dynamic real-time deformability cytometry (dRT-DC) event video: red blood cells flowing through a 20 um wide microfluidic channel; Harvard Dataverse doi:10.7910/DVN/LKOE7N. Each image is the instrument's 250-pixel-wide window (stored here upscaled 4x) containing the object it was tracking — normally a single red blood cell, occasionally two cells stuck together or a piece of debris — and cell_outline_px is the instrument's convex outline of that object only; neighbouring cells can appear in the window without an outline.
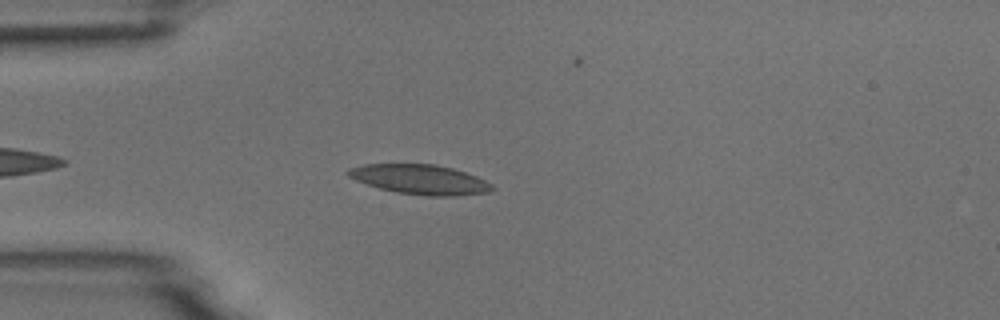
{"species": "common noctule bat (a hibernating species)", "species_latin": "Nyctalus noctula", "temperature_condition": "room temperature", "stored_images_in_passage": 38, "camera_frame_rate_fps": 3000, "um_per_image_px": 0.085, "animal": {"sex": "male", "body_mass_g": 18.8}, "frame": {"image": 1, "passage_image": 6, "time_ms": 1.667, "image_size_px": [1000, 320], "cell_outline_px": [[496, 188], [488, 192], [452, 196], [428, 196], [396, 192], [380, 188], [356, 180], [348, 176], [344, 172], [348, 168], [364, 164], [436, 164], [452, 168], [476, 176], [492, 184]], "centroid_in_image_um": [35.68, 15.25], "position_along_channel_um": 49.3, "area_um2": 24.85}}
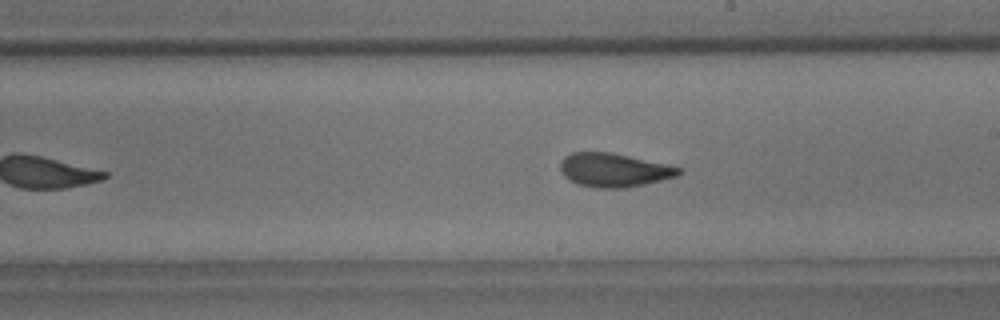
{"frame": {"image": 2, "passage_image": 22, "time_ms": 7.0, "image_size_px": [1000, 320], "cell_outline_px": [[684, 172], [676, 176], [644, 184], [624, 188], [596, 188], [576, 184], [568, 180], [560, 172], [560, 160], [564, 156], [572, 152], [612, 152], [668, 164], [684, 168]], "centroid_in_image_um": [52.17, 14.45], "position_along_channel_um": 236.8, "area_um2": 23.64}}
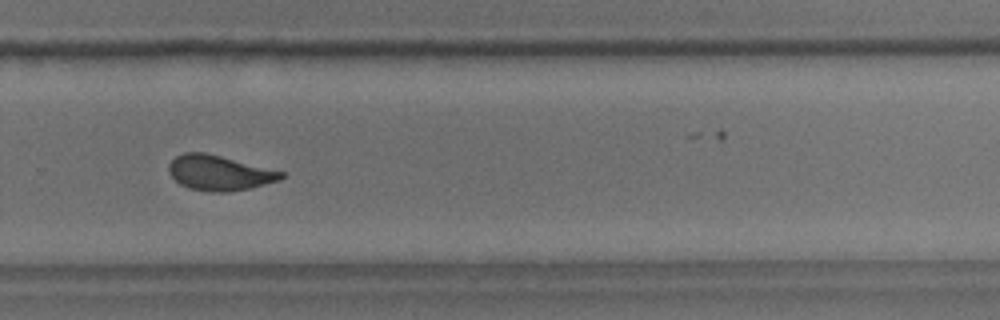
{"frame": {"image": 3, "passage_image": 28, "time_ms": 9.0, "image_size_px": [1000, 320], "cell_outline_px": [[288, 176], [280, 180], [252, 188], [228, 192], [212, 192], [188, 188], [180, 184], [168, 172], [168, 164], [176, 156], [184, 152], [204, 152], [284, 172]], "centroid_in_image_um": [18.65, 14.7], "position_along_channel_um": 311.2, "area_um2": 23.0}, "authors_computed_cell_mechanics": {"area_um2": 23.6402, "velocity_mm_per_s": 3.7317, "shape_relaxation_time_tau1_ms": 5.0761, "shape_relaxation_time_tau2_ms": 1.2884, "deformation_change_tau1": 0.1598, "deformation_change_tau2": 0.0832}}